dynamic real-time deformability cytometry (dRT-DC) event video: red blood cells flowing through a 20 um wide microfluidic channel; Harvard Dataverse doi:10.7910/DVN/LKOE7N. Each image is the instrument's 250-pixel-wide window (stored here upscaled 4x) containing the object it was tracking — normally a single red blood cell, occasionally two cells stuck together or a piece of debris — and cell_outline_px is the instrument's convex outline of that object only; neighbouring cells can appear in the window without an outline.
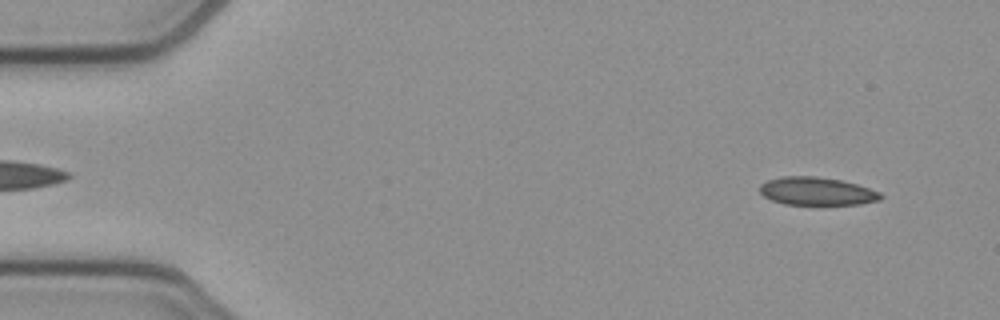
{"species": "common noctule bat (a hibernating species)", "species_latin": "Nyctalus noctula", "temperature_condition": "cold", "stored_images_in_passage": 51, "camera_frame_rate_fps": 3000, "um_per_image_px": 0.085, "animal": {"sex": "female", "body_mass_g": 21.9}, "frame": {"image": 1, "passage_image": 3, "time_ms": 0.667, "image_size_px": [1000, 320], "cell_outline_px": [[884, 196], [880, 200], [860, 204], [784, 204], [772, 200], [764, 196], [760, 192], [760, 184], [768, 180], [780, 176], [816, 176], [840, 180], [856, 184], [880, 192]], "centroid_in_image_um": [69.42, 16.25], "position_along_channel_um": 15.6, "area_um2": 19.65}}
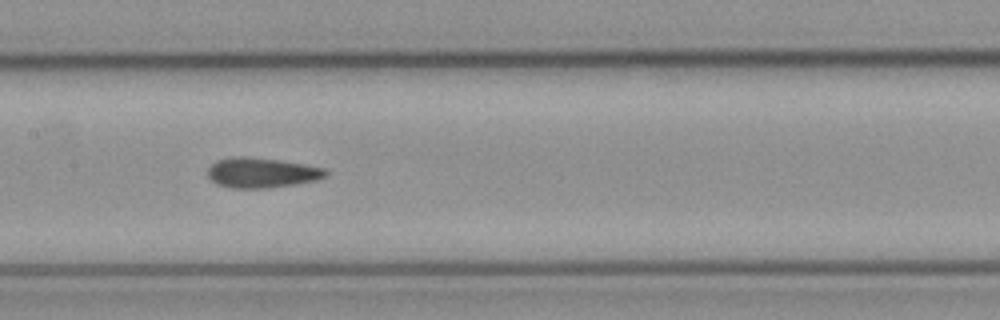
{"frame": {"image": 2, "passage_image": 24, "time_ms": 7.667, "image_size_px": [1000, 320], "cell_outline_px": [[328, 176], [316, 180], [296, 184], [268, 188], [232, 188], [216, 184], [208, 176], [208, 168], [216, 160], [236, 156], [244, 156], [280, 160], [304, 164], [324, 168], [328, 172]], "centroid_in_image_um": [22.25, 14.68], "position_along_channel_um": 185.2, "area_um2": 20.75}}
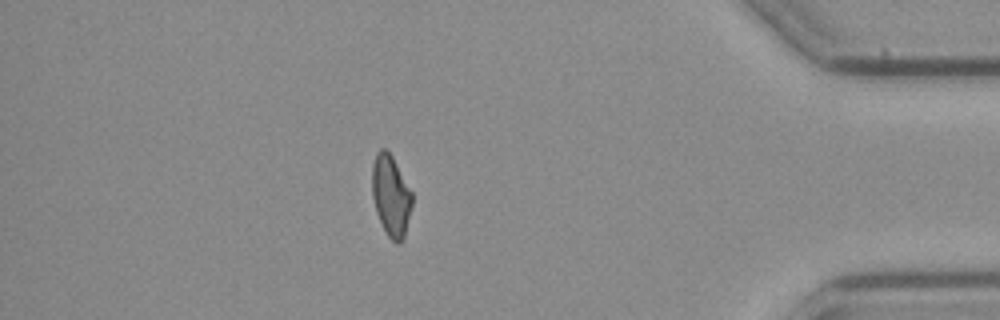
{"frame": {"image": 3, "passage_image": 44, "time_ms": 14.333, "image_size_px": [1000, 320], "cell_outline_px": [[412, 204], [404, 236], [400, 244], [396, 244], [384, 232], [376, 212], [372, 196], [372, 164], [376, 152], [380, 148], [384, 148], [392, 156], [412, 192]], "centroid_in_image_um": [33.21, 16.64], "position_along_channel_um": 402.0, "area_um2": 18.96}, "authors_computed_cell_mechanics": {"area_um2": 20.23, "velocity_mm_per_s": 3.9122, "shape_relaxation_time_tau1_ms": null, "shape_relaxation_time_tau2_ms": 4.5245, "deformation_change_tau1": null, "deformation_change_tau2": 0.1012}}